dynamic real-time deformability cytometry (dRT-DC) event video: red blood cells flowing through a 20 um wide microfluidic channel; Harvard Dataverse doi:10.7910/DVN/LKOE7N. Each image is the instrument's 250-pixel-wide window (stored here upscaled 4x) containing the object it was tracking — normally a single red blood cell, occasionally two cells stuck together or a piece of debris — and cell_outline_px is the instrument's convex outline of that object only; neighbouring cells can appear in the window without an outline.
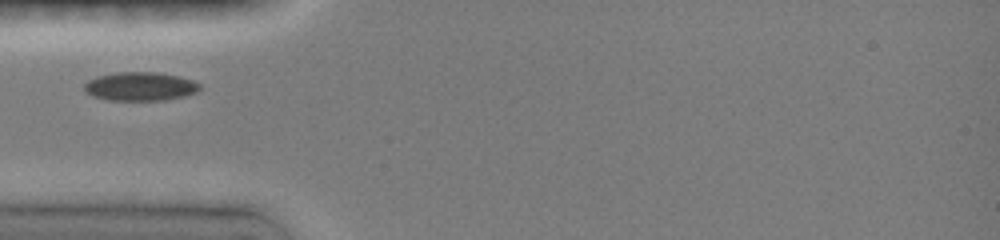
{"species": "common noctule bat (a hibernating species)", "species_latin": "Nyctalus noctula", "temperature_condition": "room temperature", "stored_images_in_passage": 33, "camera_frame_rate_fps": 3000, "um_per_image_px": 0.085, "animal": {"sex": "female", "body_mass_g": 19.0, "forearm_length_mm": 51.5}, "frame": {"image": 1, "passage_image": 1, "time_ms": 0.0, "image_size_px": [1000, 240], "cell_outline_px": [[200, 88], [196, 92], [184, 96], [164, 100], [108, 100], [92, 96], [84, 88], [84, 84], [88, 80], [96, 76], [116, 72], [160, 72], [180, 76], [192, 80], [200, 84]], "centroid_in_image_um": [11.92, 7.33], "position_along_channel_um": 73.1, "area_um2": 19.36}}
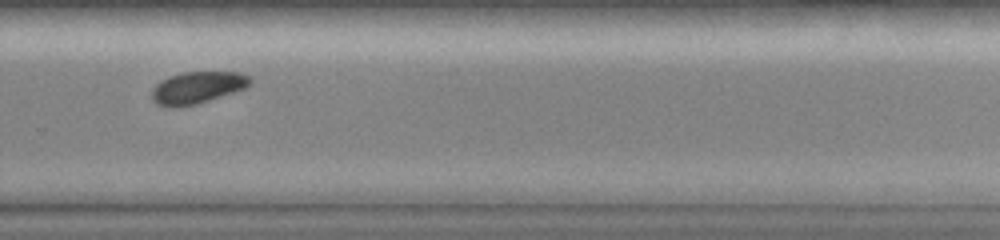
{"frame": {"image": 2, "passage_image": 27, "time_ms": 6.0, "image_size_px": [1000, 240], "cell_outline_px": [[252, 80], [244, 88], [196, 104], [172, 108], [156, 104], [152, 100], [152, 88], [160, 80], [168, 76], [184, 72], [240, 72], [248, 76]], "centroid_in_image_um": [16.7, 7.44], "position_along_channel_um": 313.1, "area_um2": 18.15}}
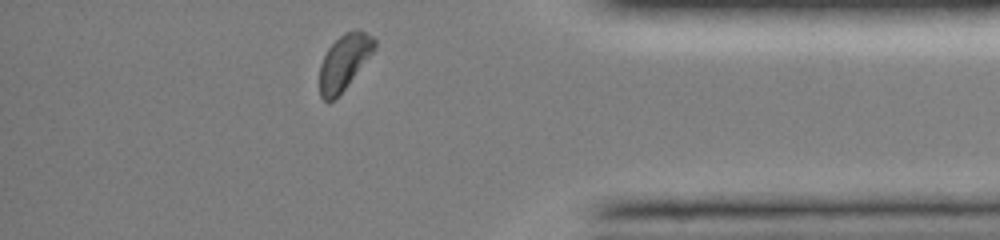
{"frame": {"image": 3, "passage_image": 33, "time_ms": 8.667, "image_size_px": [1000, 240], "cell_outline_px": [[376, 44], [372, 52], [344, 88], [332, 100], [324, 100], [320, 96], [320, 64], [328, 48], [344, 32], [356, 28], [372, 36], [376, 40]], "centroid_in_image_um": [29.24, 5.22], "position_along_channel_um": 406.0, "area_um2": 17.05}}